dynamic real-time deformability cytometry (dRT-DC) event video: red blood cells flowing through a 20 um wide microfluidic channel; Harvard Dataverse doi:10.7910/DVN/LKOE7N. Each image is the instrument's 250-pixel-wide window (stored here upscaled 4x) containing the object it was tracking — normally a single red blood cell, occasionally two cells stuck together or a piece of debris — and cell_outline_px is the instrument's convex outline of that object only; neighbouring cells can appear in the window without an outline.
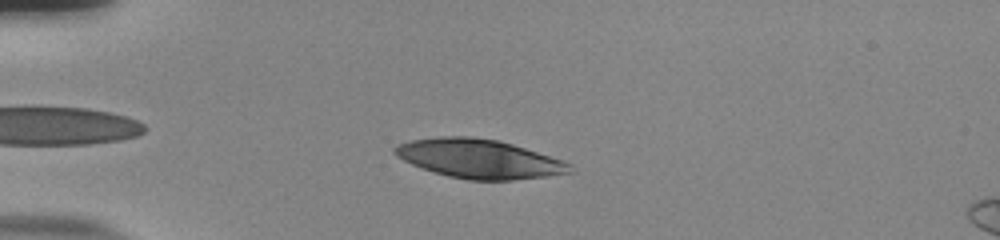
{"species": "human", "species_latin": "Homo sapiens", "temperature_condition": "room temperature", "stored_images_in_passage": 44, "camera_frame_rate_fps": 3000, "um_per_image_px": 0.085, "donor": {"sex": "male"}, "frame": {"image": 1, "passage_image": 5, "time_ms": 1.333, "image_size_px": [1000, 240], "cell_outline_px": [[572, 172], [544, 176], [512, 180], [468, 180], [448, 176], [432, 172], [412, 164], [396, 156], [392, 152], [392, 148], [396, 144], [412, 140], [440, 136], [472, 136], [500, 140], [564, 160], [572, 164]], "centroid_in_image_um": [40.7, 13.48], "position_along_channel_um": 44.3, "area_um2": 40.0}}
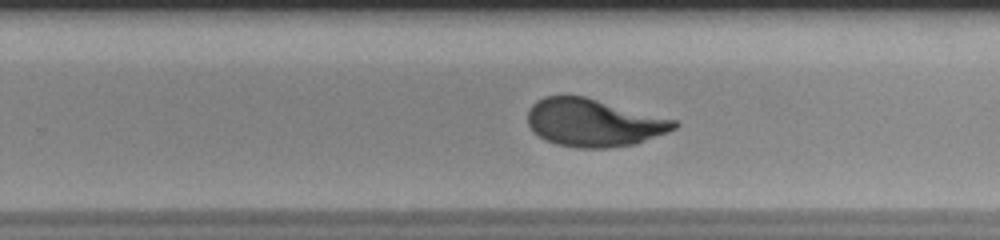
{"frame": {"image": 2, "passage_image": 26, "time_ms": 8.333, "image_size_px": [1000, 240], "cell_outline_px": [[680, 124], [676, 128], [668, 132], [636, 144], [608, 148], [576, 148], [556, 144], [532, 132], [528, 124], [528, 108], [536, 100], [544, 96], [584, 96], [676, 120]], "centroid_in_image_um": [50.45, 10.43], "position_along_channel_um": 279.3, "area_um2": 40.81}}
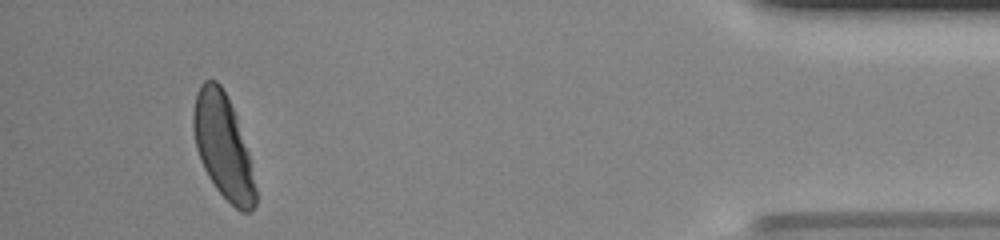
{"frame": {"image": 3, "passage_image": 41, "time_ms": 13.333, "image_size_px": [1000, 240], "cell_outline_px": [[256, 204], [252, 212], [240, 212], [216, 188], [208, 176], [204, 168], [196, 148], [192, 128], [192, 112], [196, 92], [200, 84], [204, 80], [216, 80], [220, 84], [236, 116], [248, 152], [256, 188]], "centroid_in_image_um": [18.94, 12.44], "position_along_channel_um": 416.3, "area_um2": 37.51}, "authors_computed_cell_mechanics": {"area_um2": 40.9802, "velocity_mm_per_s": 3.8477, "shape_relaxation_time_tau1_ms": 3.8763, "shape_relaxation_time_tau2_ms": 0.7493, "deformation_change_tau1": 0.2001, "deformation_change_tau2": 0.0637}}